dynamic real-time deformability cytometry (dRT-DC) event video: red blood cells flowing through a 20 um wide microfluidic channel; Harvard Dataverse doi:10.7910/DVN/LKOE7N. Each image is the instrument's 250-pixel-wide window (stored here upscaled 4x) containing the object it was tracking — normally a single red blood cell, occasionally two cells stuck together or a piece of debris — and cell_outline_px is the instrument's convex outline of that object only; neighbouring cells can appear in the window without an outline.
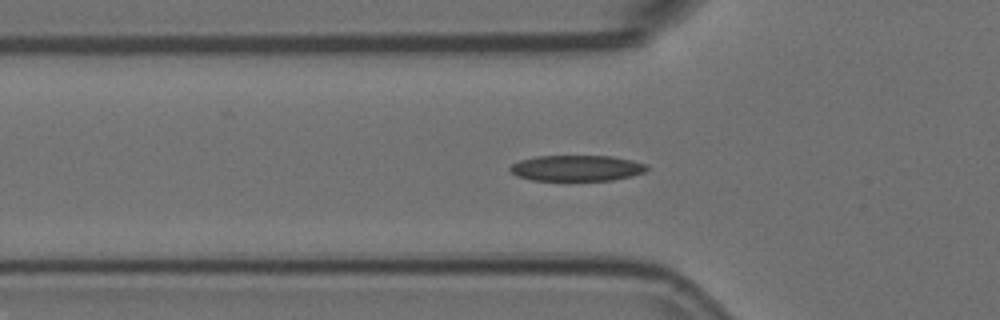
{"species": "Egyptian fruit bat (a non-hibernating species)", "species_latin": "Rousettus aegyptiacus", "temperature_condition": "room temperature", "stored_images_in_passage": 34, "camera_frame_rate_fps": 3000, "um_per_image_px": 0.085, "animal": {"sex": "female"}, "frame": {"image": 1, "passage_image": 4, "time_ms": 1.0, "image_size_px": [1000, 320], "cell_outline_px": [[648, 168], [644, 172], [632, 176], [612, 180], [532, 180], [516, 176], [508, 168], [512, 164], [520, 160], [536, 156], [612, 156], [632, 160], [648, 164]], "centroid_in_image_um": [49.03, 14.28], "position_along_channel_um": 76.8, "area_um2": 20.63}}
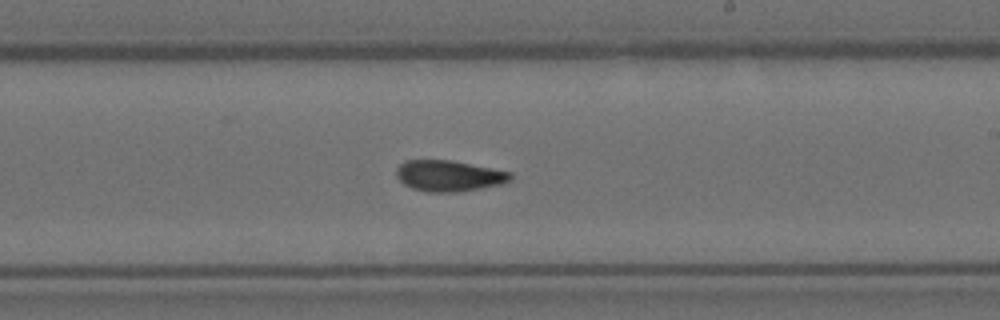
{"frame": {"image": 2, "passage_image": 18, "time_ms": 5.667, "image_size_px": [1000, 320], "cell_outline_px": [[512, 180], [504, 184], [460, 192], [428, 192], [412, 188], [404, 184], [396, 176], [396, 168], [404, 160], [452, 160], [512, 172]], "centroid_in_image_um": [38.18, 14.95], "position_along_channel_um": 250.8, "area_um2": 20.87}}
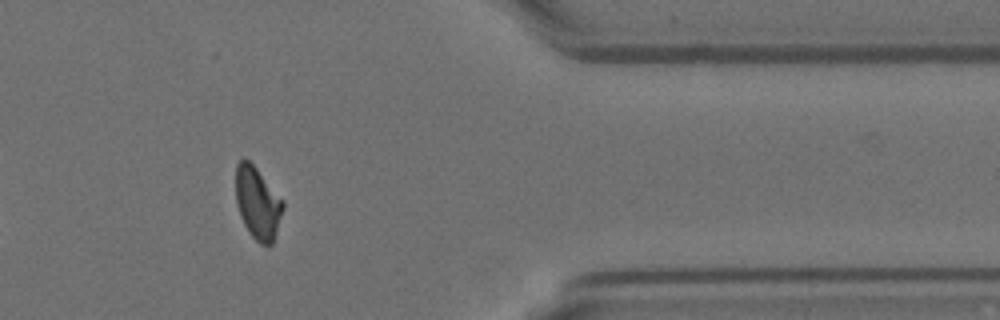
{"frame": {"image": 3, "passage_image": 31, "time_ms": 10.0, "image_size_px": [1000, 320], "cell_outline_px": [[284, 208], [272, 244], [268, 248], [260, 244], [248, 232], [240, 216], [236, 204], [236, 164], [240, 160], [248, 160], [256, 168], [284, 200]], "centroid_in_image_um": [21.9, 17.29], "position_along_channel_um": 389.5, "area_um2": 19.94}, "authors_computed_cell_mechanics": {"area_um2": 20.7502, "velocity_mm_per_s": 3.721, "shape_relaxation_time_tau1_ms": 8.335, "shape_relaxation_time_tau2_ms": 4.1398, "deformation_change_tau1": 0.2083, "deformation_change_tau2": 0.1031}}